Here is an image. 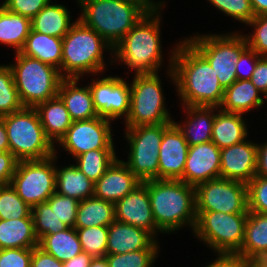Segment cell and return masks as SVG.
<instances>
[{
  "mask_svg": "<svg viewBox=\"0 0 267 267\" xmlns=\"http://www.w3.org/2000/svg\"><path fill=\"white\" fill-rule=\"evenodd\" d=\"M172 52L169 76L176 83L185 106H215L222 102L224 89L210 63L185 39Z\"/></svg>",
  "mask_w": 267,
  "mask_h": 267,
  "instance_id": "6da1fadb",
  "label": "cell"
},
{
  "mask_svg": "<svg viewBox=\"0 0 267 267\" xmlns=\"http://www.w3.org/2000/svg\"><path fill=\"white\" fill-rule=\"evenodd\" d=\"M142 183L148 188L153 218L160 232H173L186 224L194 230L195 186L181 180L152 179Z\"/></svg>",
  "mask_w": 267,
  "mask_h": 267,
  "instance_id": "7a4b0ae2",
  "label": "cell"
},
{
  "mask_svg": "<svg viewBox=\"0 0 267 267\" xmlns=\"http://www.w3.org/2000/svg\"><path fill=\"white\" fill-rule=\"evenodd\" d=\"M157 11L142 17L113 48V55L116 54V58L136 70L135 74L157 73L162 64L159 28L161 19Z\"/></svg>",
  "mask_w": 267,
  "mask_h": 267,
  "instance_id": "3957f363",
  "label": "cell"
},
{
  "mask_svg": "<svg viewBox=\"0 0 267 267\" xmlns=\"http://www.w3.org/2000/svg\"><path fill=\"white\" fill-rule=\"evenodd\" d=\"M82 16L78 19L95 30L114 48L147 12L127 0H78Z\"/></svg>",
  "mask_w": 267,
  "mask_h": 267,
  "instance_id": "277c9868",
  "label": "cell"
},
{
  "mask_svg": "<svg viewBox=\"0 0 267 267\" xmlns=\"http://www.w3.org/2000/svg\"><path fill=\"white\" fill-rule=\"evenodd\" d=\"M104 47L113 51L112 46L95 30L77 19L63 37L60 75L63 78L80 79L84 73L96 74V72L103 71L105 65ZM62 70L66 72L61 73Z\"/></svg>",
  "mask_w": 267,
  "mask_h": 267,
  "instance_id": "5b68a950",
  "label": "cell"
},
{
  "mask_svg": "<svg viewBox=\"0 0 267 267\" xmlns=\"http://www.w3.org/2000/svg\"><path fill=\"white\" fill-rule=\"evenodd\" d=\"M1 118L7 131L9 151L19 161L42 160L56 155L35 108L23 107Z\"/></svg>",
  "mask_w": 267,
  "mask_h": 267,
  "instance_id": "8992f818",
  "label": "cell"
},
{
  "mask_svg": "<svg viewBox=\"0 0 267 267\" xmlns=\"http://www.w3.org/2000/svg\"><path fill=\"white\" fill-rule=\"evenodd\" d=\"M8 66L24 107L35 108L58 96L63 79L58 69L19 52H16V64Z\"/></svg>",
  "mask_w": 267,
  "mask_h": 267,
  "instance_id": "52a82bcc",
  "label": "cell"
},
{
  "mask_svg": "<svg viewBox=\"0 0 267 267\" xmlns=\"http://www.w3.org/2000/svg\"><path fill=\"white\" fill-rule=\"evenodd\" d=\"M194 233L218 254L236 255L244 240L248 213L196 212Z\"/></svg>",
  "mask_w": 267,
  "mask_h": 267,
  "instance_id": "ba28073f",
  "label": "cell"
},
{
  "mask_svg": "<svg viewBox=\"0 0 267 267\" xmlns=\"http://www.w3.org/2000/svg\"><path fill=\"white\" fill-rule=\"evenodd\" d=\"M187 41L210 63L224 90L237 80L236 63L248 48L243 35H197Z\"/></svg>",
  "mask_w": 267,
  "mask_h": 267,
  "instance_id": "9c48e42d",
  "label": "cell"
},
{
  "mask_svg": "<svg viewBox=\"0 0 267 267\" xmlns=\"http://www.w3.org/2000/svg\"><path fill=\"white\" fill-rule=\"evenodd\" d=\"M131 98L126 127L171 123L165 108L161 81L157 73L136 74L130 85Z\"/></svg>",
  "mask_w": 267,
  "mask_h": 267,
  "instance_id": "30bf717a",
  "label": "cell"
},
{
  "mask_svg": "<svg viewBox=\"0 0 267 267\" xmlns=\"http://www.w3.org/2000/svg\"><path fill=\"white\" fill-rule=\"evenodd\" d=\"M55 154L42 160L18 162L10 185L18 196L31 208L46 202L56 192Z\"/></svg>",
  "mask_w": 267,
  "mask_h": 267,
  "instance_id": "8fae6325",
  "label": "cell"
},
{
  "mask_svg": "<svg viewBox=\"0 0 267 267\" xmlns=\"http://www.w3.org/2000/svg\"><path fill=\"white\" fill-rule=\"evenodd\" d=\"M126 128L130 153L128 162L124 163L141 182L158 179V157L164 133V123Z\"/></svg>",
  "mask_w": 267,
  "mask_h": 267,
  "instance_id": "7c38bea8",
  "label": "cell"
},
{
  "mask_svg": "<svg viewBox=\"0 0 267 267\" xmlns=\"http://www.w3.org/2000/svg\"><path fill=\"white\" fill-rule=\"evenodd\" d=\"M196 212L249 213L247 184L217 178L195 186Z\"/></svg>",
  "mask_w": 267,
  "mask_h": 267,
  "instance_id": "4fadbf2b",
  "label": "cell"
},
{
  "mask_svg": "<svg viewBox=\"0 0 267 267\" xmlns=\"http://www.w3.org/2000/svg\"><path fill=\"white\" fill-rule=\"evenodd\" d=\"M110 120L95 117L73 121L59 144L73 157L96 149H114Z\"/></svg>",
  "mask_w": 267,
  "mask_h": 267,
  "instance_id": "5bb4252c",
  "label": "cell"
},
{
  "mask_svg": "<svg viewBox=\"0 0 267 267\" xmlns=\"http://www.w3.org/2000/svg\"><path fill=\"white\" fill-rule=\"evenodd\" d=\"M94 107L99 117L114 120L128 117L131 89L120 77H106L89 85Z\"/></svg>",
  "mask_w": 267,
  "mask_h": 267,
  "instance_id": "9a60e30c",
  "label": "cell"
},
{
  "mask_svg": "<svg viewBox=\"0 0 267 267\" xmlns=\"http://www.w3.org/2000/svg\"><path fill=\"white\" fill-rule=\"evenodd\" d=\"M189 145L173 122L164 123L159 150L158 179L180 180L183 177Z\"/></svg>",
  "mask_w": 267,
  "mask_h": 267,
  "instance_id": "2e32d148",
  "label": "cell"
},
{
  "mask_svg": "<svg viewBox=\"0 0 267 267\" xmlns=\"http://www.w3.org/2000/svg\"><path fill=\"white\" fill-rule=\"evenodd\" d=\"M220 149L212 141L189 146L183 177L186 184L196 186L220 178Z\"/></svg>",
  "mask_w": 267,
  "mask_h": 267,
  "instance_id": "e0dca14e",
  "label": "cell"
},
{
  "mask_svg": "<svg viewBox=\"0 0 267 267\" xmlns=\"http://www.w3.org/2000/svg\"><path fill=\"white\" fill-rule=\"evenodd\" d=\"M115 220L144 229L155 237L159 229L153 218L148 188L143 183L115 203Z\"/></svg>",
  "mask_w": 267,
  "mask_h": 267,
  "instance_id": "ac0fdd59",
  "label": "cell"
},
{
  "mask_svg": "<svg viewBox=\"0 0 267 267\" xmlns=\"http://www.w3.org/2000/svg\"><path fill=\"white\" fill-rule=\"evenodd\" d=\"M220 178L248 184L256 176L257 144L243 141L220 149Z\"/></svg>",
  "mask_w": 267,
  "mask_h": 267,
  "instance_id": "d6986e66",
  "label": "cell"
},
{
  "mask_svg": "<svg viewBox=\"0 0 267 267\" xmlns=\"http://www.w3.org/2000/svg\"><path fill=\"white\" fill-rule=\"evenodd\" d=\"M141 183L124 161L116 158L94 183V196L115 204Z\"/></svg>",
  "mask_w": 267,
  "mask_h": 267,
  "instance_id": "ffe728a7",
  "label": "cell"
},
{
  "mask_svg": "<svg viewBox=\"0 0 267 267\" xmlns=\"http://www.w3.org/2000/svg\"><path fill=\"white\" fill-rule=\"evenodd\" d=\"M156 242L155 238L146 230L114 220L108 226L106 254L158 249Z\"/></svg>",
  "mask_w": 267,
  "mask_h": 267,
  "instance_id": "44dd1931",
  "label": "cell"
},
{
  "mask_svg": "<svg viewBox=\"0 0 267 267\" xmlns=\"http://www.w3.org/2000/svg\"><path fill=\"white\" fill-rule=\"evenodd\" d=\"M79 78H63L58 96L64 102L72 121L89 120L98 116L92 100L89 85L77 86Z\"/></svg>",
  "mask_w": 267,
  "mask_h": 267,
  "instance_id": "7402d4cb",
  "label": "cell"
},
{
  "mask_svg": "<svg viewBox=\"0 0 267 267\" xmlns=\"http://www.w3.org/2000/svg\"><path fill=\"white\" fill-rule=\"evenodd\" d=\"M267 253V214L249 212L244 240L236 254L252 265Z\"/></svg>",
  "mask_w": 267,
  "mask_h": 267,
  "instance_id": "603a6c76",
  "label": "cell"
},
{
  "mask_svg": "<svg viewBox=\"0 0 267 267\" xmlns=\"http://www.w3.org/2000/svg\"><path fill=\"white\" fill-rule=\"evenodd\" d=\"M46 137L54 144L65 135L72 124L69 112L59 96L40 103L35 107Z\"/></svg>",
  "mask_w": 267,
  "mask_h": 267,
  "instance_id": "cb8c5ba5",
  "label": "cell"
},
{
  "mask_svg": "<svg viewBox=\"0 0 267 267\" xmlns=\"http://www.w3.org/2000/svg\"><path fill=\"white\" fill-rule=\"evenodd\" d=\"M63 38L41 34L31 29L19 53L58 69L62 65Z\"/></svg>",
  "mask_w": 267,
  "mask_h": 267,
  "instance_id": "d4e9b609",
  "label": "cell"
},
{
  "mask_svg": "<svg viewBox=\"0 0 267 267\" xmlns=\"http://www.w3.org/2000/svg\"><path fill=\"white\" fill-rule=\"evenodd\" d=\"M38 245L32 213L25 218L0 219V249L34 248Z\"/></svg>",
  "mask_w": 267,
  "mask_h": 267,
  "instance_id": "484cf974",
  "label": "cell"
},
{
  "mask_svg": "<svg viewBox=\"0 0 267 267\" xmlns=\"http://www.w3.org/2000/svg\"><path fill=\"white\" fill-rule=\"evenodd\" d=\"M250 79L236 80L224 90L223 99L218 108L225 112L245 113L264 104L263 98ZM222 107V108H221Z\"/></svg>",
  "mask_w": 267,
  "mask_h": 267,
  "instance_id": "4316f807",
  "label": "cell"
},
{
  "mask_svg": "<svg viewBox=\"0 0 267 267\" xmlns=\"http://www.w3.org/2000/svg\"><path fill=\"white\" fill-rule=\"evenodd\" d=\"M215 106H186L190 119L183 126L174 122L189 146L211 141ZM212 112V113H211Z\"/></svg>",
  "mask_w": 267,
  "mask_h": 267,
  "instance_id": "83f0119b",
  "label": "cell"
},
{
  "mask_svg": "<svg viewBox=\"0 0 267 267\" xmlns=\"http://www.w3.org/2000/svg\"><path fill=\"white\" fill-rule=\"evenodd\" d=\"M218 112L214 118L211 141L219 149L245 141L248 132L246 124L242 119L243 114L225 112L223 110Z\"/></svg>",
  "mask_w": 267,
  "mask_h": 267,
  "instance_id": "f1b7e54d",
  "label": "cell"
},
{
  "mask_svg": "<svg viewBox=\"0 0 267 267\" xmlns=\"http://www.w3.org/2000/svg\"><path fill=\"white\" fill-rule=\"evenodd\" d=\"M70 13L63 5L50 2L31 20L33 31L63 38L74 23H70Z\"/></svg>",
  "mask_w": 267,
  "mask_h": 267,
  "instance_id": "f546056e",
  "label": "cell"
},
{
  "mask_svg": "<svg viewBox=\"0 0 267 267\" xmlns=\"http://www.w3.org/2000/svg\"><path fill=\"white\" fill-rule=\"evenodd\" d=\"M56 192L80 202L94 196V182L75 165L60 170L56 167Z\"/></svg>",
  "mask_w": 267,
  "mask_h": 267,
  "instance_id": "4dcf8cb0",
  "label": "cell"
},
{
  "mask_svg": "<svg viewBox=\"0 0 267 267\" xmlns=\"http://www.w3.org/2000/svg\"><path fill=\"white\" fill-rule=\"evenodd\" d=\"M115 220V204L95 196L80 201L74 228L109 226Z\"/></svg>",
  "mask_w": 267,
  "mask_h": 267,
  "instance_id": "1f68e13d",
  "label": "cell"
},
{
  "mask_svg": "<svg viewBox=\"0 0 267 267\" xmlns=\"http://www.w3.org/2000/svg\"><path fill=\"white\" fill-rule=\"evenodd\" d=\"M38 246L60 262L68 261L83 252L76 229L70 227L55 234L44 235L39 239Z\"/></svg>",
  "mask_w": 267,
  "mask_h": 267,
  "instance_id": "d6a6232c",
  "label": "cell"
},
{
  "mask_svg": "<svg viewBox=\"0 0 267 267\" xmlns=\"http://www.w3.org/2000/svg\"><path fill=\"white\" fill-rule=\"evenodd\" d=\"M31 29L29 18L12 13L0 5V42L2 44L10 45L16 48V52H20Z\"/></svg>",
  "mask_w": 267,
  "mask_h": 267,
  "instance_id": "836d02e7",
  "label": "cell"
},
{
  "mask_svg": "<svg viewBox=\"0 0 267 267\" xmlns=\"http://www.w3.org/2000/svg\"><path fill=\"white\" fill-rule=\"evenodd\" d=\"M116 158L114 149L90 150L75 157V166L95 183Z\"/></svg>",
  "mask_w": 267,
  "mask_h": 267,
  "instance_id": "e575fe53",
  "label": "cell"
},
{
  "mask_svg": "<svg viewBox=\"0 0 267 267\" xmlns=\"http://www.w3.org/2000/svg\"><path fill=\"white\" fill-rule=\"evenodd\" d=\"M84 253L92 258H101L106 255L108 226H92L75 228Z\"/></svg>",
  "mask_w": 267,
  "mask_h": 267,
  "instance_id": "d590c367",
  "label": "cell"
},
{
  "mask_svg": "<svg viewBox=\"0 0 267 267\" xmlns=\"http://www.w3.org/2000/svg\"><path fill=\"white\" fill-rule=\"evenodd\" d=\"M23 107L10 67L0 65V117L21 110Z\"/></svg>",
  "mask_w": 267,
  "mask_h": 267,
  "instance_id": "8d00e7d4",
  "label": "cell"
},
{
  "mask_svg": "<svg viewBox=\"0 0 267 267\" xmlns=\"http://www.w3.org/2000/svg\"><path fill=\"white\" fill-rule=\"evenodd\" d=\"M34 231L38 239L44 235L55 234L65 230L68 226L61 222L51 210L48 202H41L32 208Z\"/></svg>",
  "mask_w": 267,
  "mask_h": 267,
  "instance_id": "74e56055",
  "label": "cell"
},
{
  "mask_svg": "<svg viewBox=\"0 0 267 267\" xmlns=\"http://www.w3.org/2000/svg\"><path fill=\"white\" fill-rule=\"evenodd\" d=\"M32 208L27 205L9 184L0 186V219H19L28 217Z\"/></svg>",
  "mask_w": 267,
  "mask_h": 267,
  "instance_id": "f35d334b",
  "label": "cell"
},
{
  "mask_svg": "<svg viewBox=\"0 0 267 267\" xmlns=\"http://www.w3.org/2000/svg\"><path fill=\"white\" fill-rule=\"evenodd\" d=\"M158 249H142L123 254H106L108 267H151Z\"/></svg>",
  "mask_w": 267,
  "mask_h": 267,
  "instance_id": "ab89813d",
  "label": "cell"
},
{
  "mask_svg": "<svg viewBox=\"0 0 267 267\" xmlns=\"http://www.w3.org/2000/svg\"><path fill=\"white\" fill-rule=\"evenodd\" d=\"M55 216L68 227L74 228L79 201L55 192L47 200Z\"/></svg>",
  "mask_w": 267,
  "mask_h": 267,
  "instance_id": "60d3db41",
  "label": "cell"
},
{
  "mask_svg": "<svg viewBox=\"0 0 267 267\" xmlns=\"http://www.w3.org/2000/svg\"><path fill=\"white\" fill-rule=\"evenodd\" d=\"M247 189L248 211L267 214V177L255 176Z\"/></svg>",
  "mask_w": 267,
  "mask_h": 267,
  "instance_id": "b9f144b4",
  "label": "cell"
},
{
  "mask_svg": "<svg viewBox=\"0 0 267 267\" xmlns=\"http://www.w3.org/2000/svg\"><path fill=\"white\" fill-rule=\"evenodd\" d=\"M217 9L235 18L242 23L247 24L254 17V13L250 4V0H208Z\"/></svg>",
  "mask_w": 267,
  "mask_h": 267,
  "instance_id": "7bdbcfd3",
  "label": "cell"
},
{
  "mask_svg": "<svg viewBox=\"0 0 267 267\" xmlns=\"http://www.w3.org/2000/svg\"><path fill=\"white\" fill-rule=\"evenodd\" d=\"M247 24L255 27L254 33L244 36L247 46L260 56H267V14L255 16Z\"/></svg>",
  "mask_w": 267,
  "mask_h": 267,
  "instance_id": "ee69618b",
  "label": "cell"
},
{
  "mask_svg": "<svg viewBox=\"0 0 267 267\" xmlns=\"http://www.w3.org/2000/svg\"><path fill=\"white\" fill-rule=\"evenodd\" d=\"M49 2L51 0H5L2 6L32 20Z\"/></svg>",
  "mask_w": 267,
  "mask_h": 267,
  "instance_id": "f6af8a7d",
  "label": "cell"
},
{
  "mask_svg": "<svg viewBox=\"0 0 267 267\" xmlns=\"http://www.w3.org/2000/svg\"><path fill=\"white\" fill-rule=\"evenodd\" d=\"M33 248L0 249V267H30Z\"/></svg>",
  "mask_w": 267,
  "mask_h": 267,
  "instance_id": "bcb514c9",
  "label": "cell"
},
{
  "mask_svg": "<svg viewBox=\"0 0 267 267\" xmlns=\"http://www.w3.org/2000/svg\"><path fill=\"white\" fill-rule=\"evenodd\" d=\"M19 160L10 152H0V186L9 185Z\"/></svg>",
  "mask_w": 267,
  "mask_h": 267,
  "instance_id": "7dc6e473",
  "label": "cell"
},
{
  "mask_svg": "<svg viewBox=\"0 0 267 267\" xmlns=\"http://www.w3.org/2000/svg\"><path fill=\"white\" fill-rule=\"evenodd\" d=\"M261 56L249 47L241 54L239 61L236 63V76L237 80L251 79L252 73L255 70L257 61ZM245 63H249L248 71L242 72V67Z\"/></svg>",
  "mask_w": 267,
  "mask_h": 267,
  "instance_id": "c3c4849f",
  "label": "cell"
},
{
  "mask_svg": "<svg viewBox=\"0 0 267 267\" xmlns=\"http://www.w3.org/2000/svg\"><path fill=\"white\" fill-rule=\"evenodd\" d=\"M250 80L262 94L265 93L267 90V56H261L258 59Z\"/></svg>",
  "mask_w": 267,
  "mask_h": 267,
  "instance_id": "681fc988",
  "label": "cell"
},
{
  "mask_svg": "<svg viewBox=\"0 0 267 267\" xmlns=\"http://www.w3.org/2000/svg\"><path fill=\"white\" fill-rule=\"evenodd\" d=\"M30 267H63V262L36 246L33 248Z\"/></svg>",
  "mask_w": 267,
  "mask_h": 267,
  "instance_id": "f907efd6",
  "label": "cell"
},
{
  "mask_svg": "<svg viewBox=\"0 0 267 267\" xmlns=\"http://www.w3.org/2000/svg\"><path fill=\"white\" fill-rule=\"evenodd\" d=\"M206 267H253L238 255L219 254L218 259Z\"/></svg>",
  "mask_w": 267,
  "mask_h": 267,
  "instance_id": "816d5d0a",
  "label": "cell"
},
{
  "mask_svg": "<svg viewBox=\"0 0 267 267\" xmlns=\"http://www.w3.org/2000/svg\"><path fill=\"white\" fill-rule=\"evenodd\" d=\"M256 176L267 177V142L257 144Z\"/></svg>",
  "mask_w": 267,
  "mask_h": 267,
  "instance_id": "f5cc1de1",
  "label": "cell"
},
{
  "mask_svg": "<svg viewBox=\"0 0 267 267\" xmlns=\"http://www.w3.org/2000/svg\"><path fill=\"white\" fill-rule=\"evenodd\" d=\"M92 257L87 253H80L74 258L63 262V267H89Z\"/></svg>",
  "mask_w": 267,
  "mask_h": 267,
  "instance_id": "db71d44e",
  "label": "cell"
},
{
  "mask_svg": "<svg viewBox=\"0 0 267 267\" xmlns=\"http://www.w3.org/2000/svg\"><path fill=\"white\" fill-rule=\"evenodd\" d=\"M133 3H136L137 5L141 6L147 13H150L155 10H159V7L161 8L163 4H160V2L154 3L152 0H127ZM152 1V2H151Z\"/></svg>",
  "mask_w": 267,
  "mask_h": 267,
  "instance_id": "11a10c76",
  "label": "cell"
},
{
  "mask_svg": "<svg viewBox=\"0 0 267 267\" xmlns=\"http://www.w3.org/2000/svg\"><path fill=\"white\" fill-rule=\"evenodd\" d=\"M255 16L267 14V0H250Z\"/></svg>",
  "mask_w": 267,
  "mask_h": 267,
  "instance_id": "9f6ffc18",
  "label": "cell"
},
{
  "mask_svg": "<svg viewBox=\"0 0 267 267\" xmlns=\"http://www.w3.org/2000/svg\"><path fill=\"white\" fill-rule=\"evenodd\" d=\"M9 151V141L3 119L0 117V152Z\"/></svg>",
  "mask_w": 267,
  "mask_h": 267,
  "instance_id": "6f0895ef",
  "label": "cell"
},
{
  "mask_svg": "<svg viewBox=\"0 0 267 267\" xmlns=\"http://www.w3.org/2000/svg\"><path fill=\"white\" fill-rule=\"evenodd\" d=\"M89 267H108V263L105 257L93 258Z\"/></svg>",
  "mask_w": 267,
  "mask_h": 267,
  "instance_id": "680465c9",
  "label": "cell"
},
{
  "mask_svg": "<svg viewBox=\"0 0 267 267\" xmlns=\"http://www.w3.org/2000/svg\"><path fill=\"white\" fill-rule=\"evenodd\" d=\"M253 267H267V253L253 264Z\"/></svg>",
  "mask_w": 267,
  "mask_h": 267,
  "instance_id": "91938a15",
  "label": "cell"
},
{
  "mask_svg": "<svg viewBox=\"0 0 267 267\" xmlns=\"http://www.w3.org/2000/svg\"><path fill=\"white\" fill-rule=\"evenodd\" d=\"M265 96V98L267 99V90L265 91V93L263 94Z\"/></svg>",
  "mask_w": 267,
  "mask_h": 267,
  "instance_id": "94428289",
  "label": "cell"
}]
</instances>
